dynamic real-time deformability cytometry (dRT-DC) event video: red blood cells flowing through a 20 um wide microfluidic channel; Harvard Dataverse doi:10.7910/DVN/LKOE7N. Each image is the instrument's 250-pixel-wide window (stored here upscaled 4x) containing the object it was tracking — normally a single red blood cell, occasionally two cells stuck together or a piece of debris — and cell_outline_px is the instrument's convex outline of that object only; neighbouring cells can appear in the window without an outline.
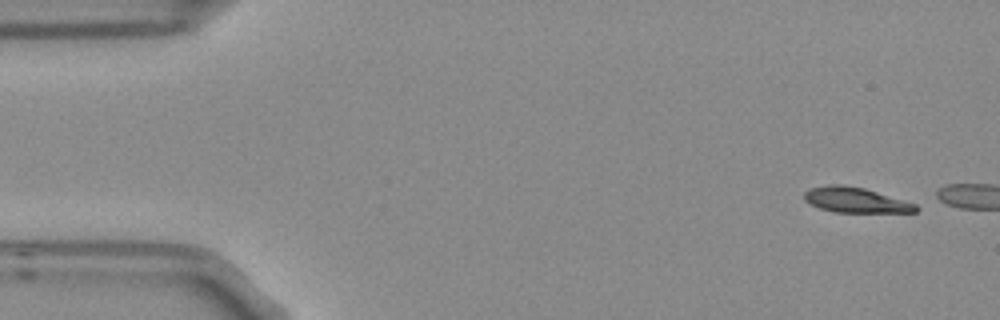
{"species": "Egyptian fruit bat (a non-hibernating species)", "species_latin": "Rousettus aegyptiacus", "temperature_condition": "room temperature", "stored_images_in_passage": 2, "camera_frame_rate_fps": 3000, "um_per_image_px": 0.085, "frame": {"image": 1, "passage_image": 1, "time_ms": 0.0, "image_size_px": [1000, 320], "cell_outline_px": [[920, 208], [916, 212], [836, 212], [820, 208], [808, 204], [804, 200], [804, 192], [808, 188], [828, 184], [844, 184], [864, 188], [916, 204]], "centroid_in_image_um": [72.67, 16.99], "position_along_channel_um": 12.3, "area_um2": 16.47}}